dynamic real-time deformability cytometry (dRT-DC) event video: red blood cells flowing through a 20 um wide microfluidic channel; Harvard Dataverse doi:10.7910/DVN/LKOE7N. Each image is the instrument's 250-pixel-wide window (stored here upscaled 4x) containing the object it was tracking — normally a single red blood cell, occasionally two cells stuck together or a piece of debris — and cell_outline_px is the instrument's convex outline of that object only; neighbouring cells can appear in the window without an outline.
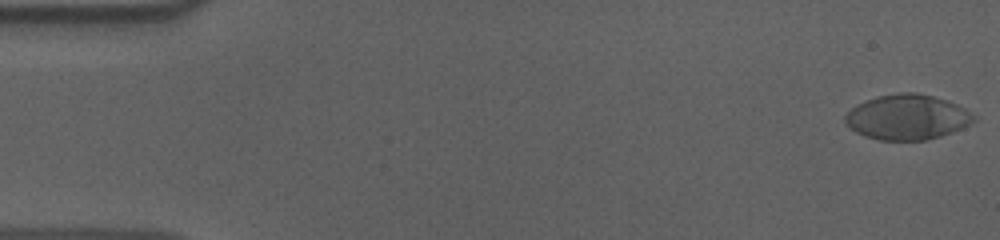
{"species": "human", "species_latin": "Homo sapiens", "temperature_condition": "cold", "stored_images_in_passage": 56, "camera_frame_rate_fps": 3000, "um_per_image_px": 0.085, "donor": {"sex": "male"}, "frame": {"image": 1, "passage_image": 1, "time_ms": 0.0, "image_size_px": [1000, 240], "cell_outline_px": [[976, 120], [972, 124], [964, 128], [940, 136], [924, 140], [880, 140], [864, 136], [856, 132], [844, 120], [844, 116], [852, 108], [876, 96], [900, 92], [916, 92], [948, 100], [964, 108], [976, 116]], "centroid_in_image_um": [77.16, 9.95], "position_along_channel_um": 7.8, "area_um2": 33.76}}
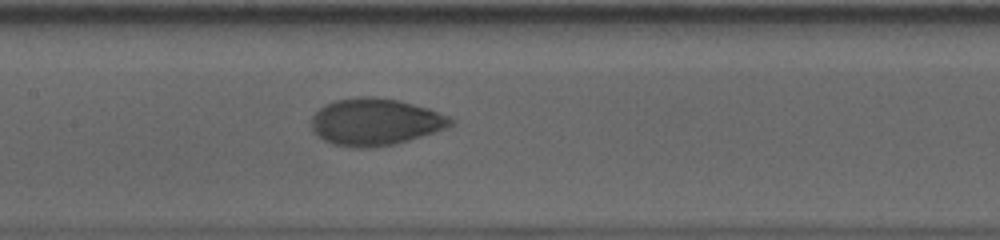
{"frame": {"image": 2, "passage_image": 27, "time_ms": 8.667, "image_size_px": [1000, 240], "cell_outline_px": [[456, 120], [448, 128], [396, 144], [372, 148], [352, 148], [332, 144], [324, 140], [312, 132], [312, 116], [320, 108], [336, 100], [368, 96], [400, 100], [428, 108], [448, 116]], "centroid_in_image_um": [31.91, 10.38], "position_along_channel_um": 175.5, "area_um2": 38.21}}
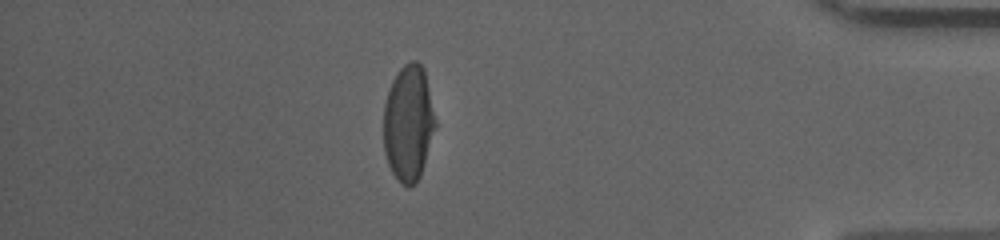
{"frame": {"image": 3, "passage_image": 49, "time_ms": 16.0, "image_size_px": [1000, 240], "cell_outline_px": [[436, 128], [420, 176], [416, 184], [408, 188], [392, 172], [388, 164], [384, 152], [384, 104], [392, 80], [400, 68], [404, 64], [412, 60], [416, 60], [424, 68], [436, 120]], "centroid_in_image_um": [34.73, 10.45], "position_along_channel_um": 400.5, "area_um2": 35.08}, "authors_computed_cell_mechanics": {"area_um2": 36.8186, "velocity_mm_per_s": 3.615, "shape_relaxation_time_tau1_ms": 5.1082, "shape_relaxation_time_tau2_ms": 0.9338, "deformation_change_tau1": 0.1921, "deformation_change_tau2": 0.0446}}